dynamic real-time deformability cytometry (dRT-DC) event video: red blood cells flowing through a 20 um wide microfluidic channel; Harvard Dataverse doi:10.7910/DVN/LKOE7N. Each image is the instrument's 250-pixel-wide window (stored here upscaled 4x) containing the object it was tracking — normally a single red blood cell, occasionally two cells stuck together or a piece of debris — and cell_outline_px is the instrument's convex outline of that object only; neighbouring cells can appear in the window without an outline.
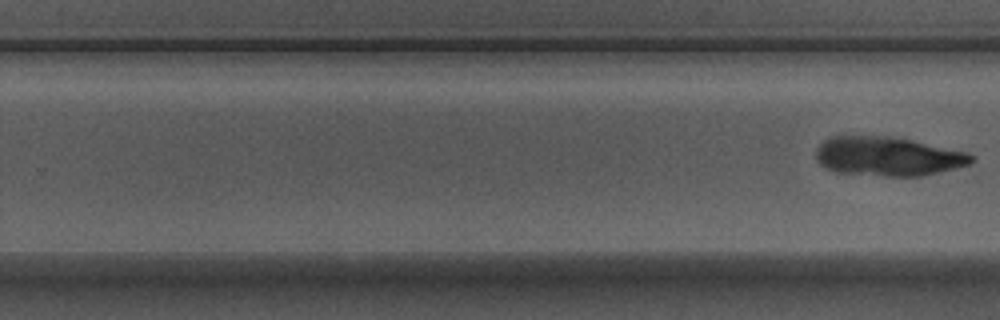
{"species": "Egyptian fruit bat (a non-hibernating species)", "species_latin": "Rousettus aegyptiacus", "temperature_condition": "warm", "stored_images_in_passage": 10, "segment_of_instrument_passage": [2, 2], "camera_frame_rate_fps": 3000, "um_per_image_px": 0.085, "animal": {"sex": "male"}, "frame": {"image": 1, "passage_image": 10, "time_ms": 3.0, "image_size_px": [1000, 320], "cell_outline_px": [[976, 160], [968, 164], [956, 168], [920, 176], [880, 176], [836, 172], [824, 168], [816, 160], [816, 148], [828, 136], [888, 136], [912, 140], [968, 152], [976, 156]], "centroid_in_image_um": [75.46, 13.29], "position_along_channel_um": 254.3, "area_um2": 35.72}}